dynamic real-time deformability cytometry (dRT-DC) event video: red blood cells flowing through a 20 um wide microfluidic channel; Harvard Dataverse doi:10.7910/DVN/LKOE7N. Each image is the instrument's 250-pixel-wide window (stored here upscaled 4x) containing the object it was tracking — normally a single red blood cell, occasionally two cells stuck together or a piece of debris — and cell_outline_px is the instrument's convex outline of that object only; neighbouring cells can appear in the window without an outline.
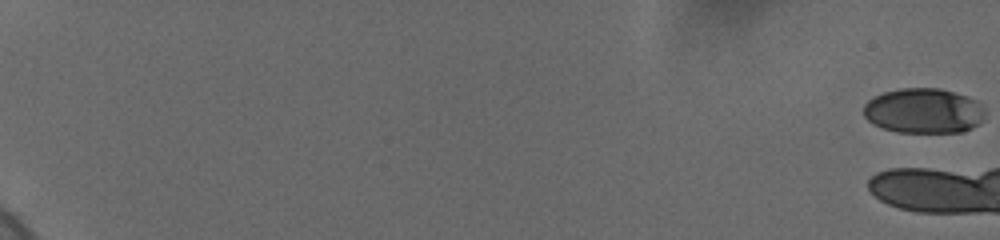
{"species": "human", "species_latin": "Homo sapiens", "temperature_condition": "cold", "stored_images_in_passage": 11, "camera_frame_rate_fps": 3000, "um_per_image_px": 0.085, "donor": {"sex": "female"}, "frame": {"image": 1, "passage_image": 1, "time_ms": 0.0, "image_size_px": [1000, 240], "cell_outline_px": [[984, 116], [980, 124], [972, 128], [960, 132], [896, 132], [872, 124], [864, 116], [864, 104], [868, 100], [884, 92], [900, 88], [940, 88], [968, 96], [976, 100], [984, 112]], "centroid_in_image_um": [78.5, 9.42], "position_along_channel_um": 6.5, "area_um2": 31.91}}